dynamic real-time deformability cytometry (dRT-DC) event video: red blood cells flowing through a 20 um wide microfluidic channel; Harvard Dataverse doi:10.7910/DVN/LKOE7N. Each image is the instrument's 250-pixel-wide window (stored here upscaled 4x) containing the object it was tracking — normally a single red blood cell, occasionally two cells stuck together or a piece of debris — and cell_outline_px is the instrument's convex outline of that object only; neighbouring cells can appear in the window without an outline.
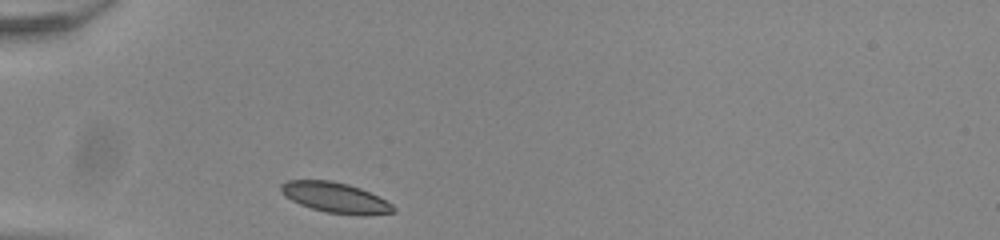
{"species": "common noctule bat (a hibernating species)", "species_latin": "Nyctalus noctula", "temperature_condition": "room temperature", "stored_images_in_passage": 29, "camera_frame_rate_fps": 3000, "um_per_image_px": 0.085, "animal": {"sex": "male", "body_mass_g": 20.0, "forearm_length_mm": 53.3}, "frame": {"image": 1, "passage_image": 1, "time_ms": 0.0, "image_size_px": [1000, 240], "cell_outline_px": [[396, 208], [392, 212], [360, 216], [328, 212], [312, 208], [300, 204], [292, 200], [280, 188], [280, 184], [288, 180], [332, 180], [348, 184], [360, 188], [392, 204]], "centroid_in_image_um": [28.51, 16.79], "position_along_channel_um": 56.5, "area_um2": 19.48}}
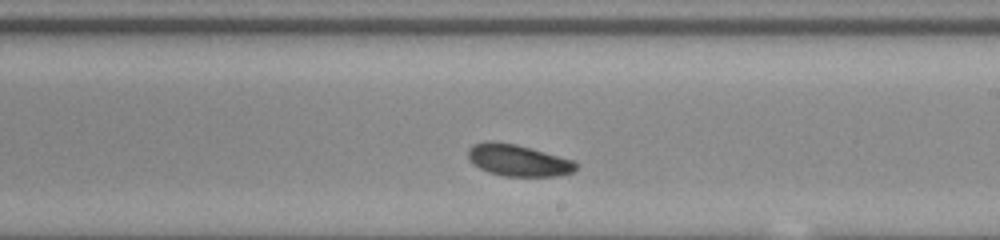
{"frame": {"image": 2, "passage_image": 17, "time_ms": 5.333, "image_size_px": [1000, 240], "cell_outline_px": [[576, 168], [572, 172], [556, 176], [504, 176], [488, 172], [472, 164], [468, 156], [468, 148], [472, 144], [488, 140], [492, 140], [516, 144], [532, 148], [572, 160], [576, 164]], "centroid_in_image_um": [43.98, 13.61], "position_along_channel_um": 245.0, "area_um2": 19.94}}
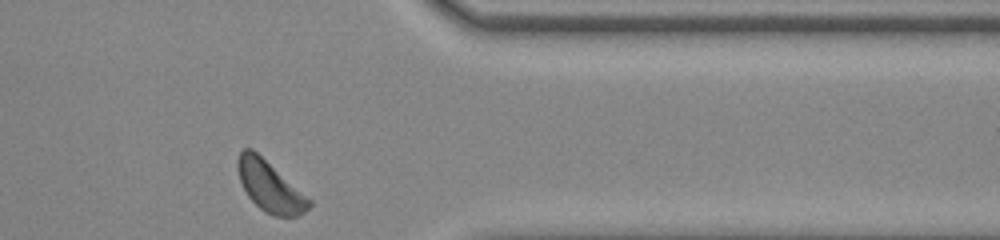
{"frame": {"image": 3, "passage_image": 29, "time_ms": 9.333, "image_size_px": [1000, 240], "cell_outline_px": [[312, 204], [304, 212], [296, 216], [272, 216], [264, 212], [248, 196], [240, 180], [236, 164], [236, 160], [240, 152], [244, 148], [252, 148], [312, 200]], "centroid_in_image_um": [22.93, 15.84], "position_along_channel_um": 388.5, "area_um2": 20.81}, "authors_computed_cell_mechanics": {"area_um2": 19.8832, "velocity_mm_per_s": 3.814, "shape_relaxation_time_tau1_ms": 2.1859, "shape_relaxation_time_tau2_ms": null, "deformation_change_tau1": 0.0678, "deformation_change_tau2": null}}